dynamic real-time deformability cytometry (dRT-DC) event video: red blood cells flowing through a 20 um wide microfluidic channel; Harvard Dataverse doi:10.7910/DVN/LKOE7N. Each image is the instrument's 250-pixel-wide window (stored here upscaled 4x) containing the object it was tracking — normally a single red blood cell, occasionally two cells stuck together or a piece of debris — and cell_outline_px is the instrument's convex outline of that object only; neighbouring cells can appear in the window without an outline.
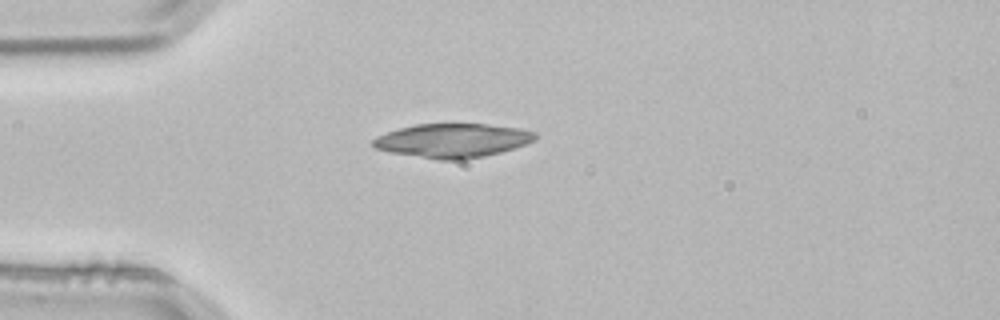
{"species": "common noctule bat (a hibernating species)", "species_latin": "Nyctalus noctula", "temperature_condition": "room temperature", "stored_images_in_passage": 1, "camera_frame_rate_fps": 3000, "um_per_image_px": 0.085, "animal": {"sex": "male", "body_mass_g": 21.5, "forearm_length_mm": 52.0}, "frame": {"image": 1, "passage_image": 1, "time_ms": 0.0, "image_size_px": [1000, 320], "cell_outline_px": [[536, 140], [516, 148], [484, 156], [464, 160], [436, 160], [388, 152], [376, 148], [372, 144], [372, 140], [376, 136], [400, 128], [416, 124], [484, 124], [520, 128], [536, 132]], "centroid_in_image_um": [38.48, 11.96], "position_along_channel_um": 46.5, "area_um2": 32.31}}